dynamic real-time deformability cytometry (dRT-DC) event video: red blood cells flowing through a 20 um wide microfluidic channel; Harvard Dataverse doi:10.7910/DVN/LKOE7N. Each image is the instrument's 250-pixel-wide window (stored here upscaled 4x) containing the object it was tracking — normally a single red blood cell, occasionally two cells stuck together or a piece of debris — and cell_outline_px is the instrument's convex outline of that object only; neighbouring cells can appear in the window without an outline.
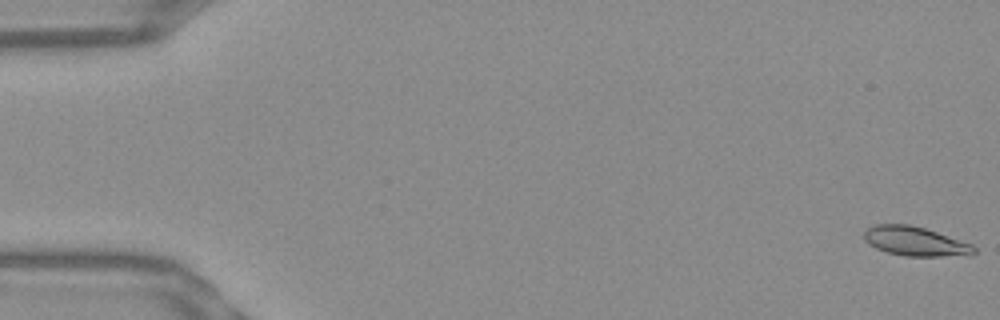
{"species": "Egyptian fruit bat (a non-hibernating species)", "species_latin": "Rousettus aegyptiacus", "temperature_condition": "warm", "stored_images_in_passage": 13, "camera_frame_rate_fps": 3000, "um_per_image_px": 0.085, "frame": {"image": 1, "passage_image": 1, "time_ms": 0.0, "image_size_px": [1000, 320], "cell_outline_px": [[976, 252], [968, 256], [904, 256], [888, 252], [876, 248], [868, 244], [864, 240], [864, 232], [868, 228], [876, 224], [908, 224], [924, 228], [972, 244], [976, 248]], "centroid_in_image_um": [77.8, 20.52], "position_along_channel_um": 7.2, "area_um2": 18.73}}